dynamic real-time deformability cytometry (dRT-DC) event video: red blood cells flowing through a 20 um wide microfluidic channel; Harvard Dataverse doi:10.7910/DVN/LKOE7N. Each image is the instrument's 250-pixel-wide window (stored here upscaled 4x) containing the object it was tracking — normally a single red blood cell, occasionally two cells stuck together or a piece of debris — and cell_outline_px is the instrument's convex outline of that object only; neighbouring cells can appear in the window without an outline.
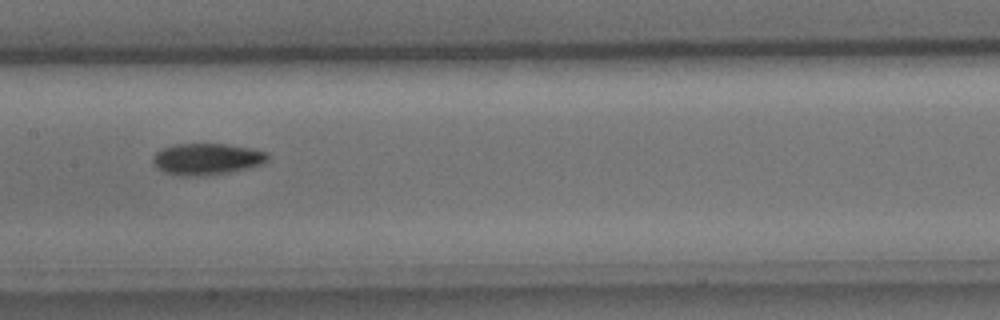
{"species": "common noctule bat (a hibernating species)", "species_latin": "Nyctalus noctula", "temperature_condition": "cold", "stored_images_in_passage": 10, "camera_frame_rate_fps": 3000, "um_per_image_px": 0.085, "animal": {"sex": "male", "body_mass_g": 15.6}, "frame": {"image": 1, "passage_image": 7, "time_ms": 2.0, "image_size_px": [1000, 320], "cell_outline_px": [[268, 160], [260, 164], [248, 168], [228, 172], [200, 176], [176, 176], [164, 172], [156, 168], [152, 160], [152, 156], [160, 148], [172, 144], [228, 144], [268, 152]], "centroid_in_image_um": [17.51, 13.52], "position_along_channel_um": 189.9, "area_um2": 21.21}}
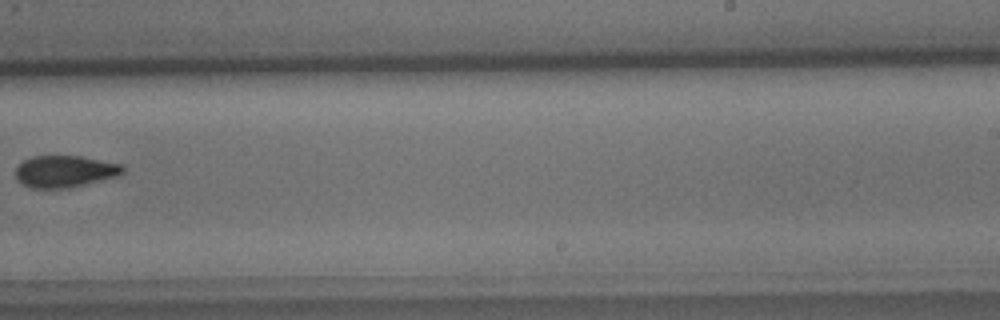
{"frame": {"image": 2, "passage_image": 9, "time_ms": 2.667, "image_size_px": [1000, 320], "cell_outline_px": [[124, 172], [116, 176], [68, 188], [32, 188], [16, 180], [16, 168], [24, 160], [32, 156], [80, 156], [124, 164]], "centroid_in_image_um": [5.51, 14.56], "position_along_channel_um": 283.5, "area_um2": 19.77}}